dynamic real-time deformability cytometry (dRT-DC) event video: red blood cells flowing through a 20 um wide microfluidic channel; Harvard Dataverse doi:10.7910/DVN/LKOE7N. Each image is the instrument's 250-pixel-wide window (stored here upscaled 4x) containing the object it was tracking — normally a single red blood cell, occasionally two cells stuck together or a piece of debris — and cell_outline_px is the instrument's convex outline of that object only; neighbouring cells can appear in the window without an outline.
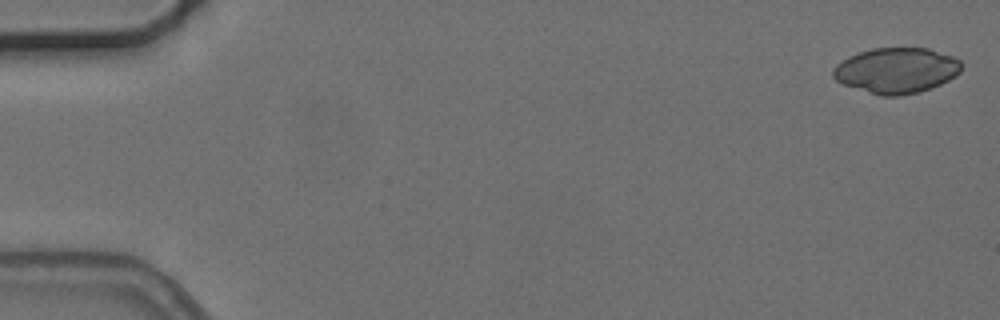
{"species": "common noctule bat (a hibernating species)", "species_latin": "Nyctalus noctula", "temperature_condition": "cold", "stored_images_in_passage": 5, "camera_frame_rate_fps": 3000, "um_per_image_px": 0.085, "animal": {"sex": "female", "body_mass_g": 24.6, "forearm_length_mm": 56.2}, "frame": {"image": 1, "passage_image": 1, "time_ms": 0.0, "image_size_px": [1000, 320], "cell_outline_px": [[960, 72], [956, 76], [940, 84], [920, 92], [900, 96], [880, 96], [844, 84], [836, 80], [832, 76], [832, 68], [836, 64], [848, 56], [872, 48], [928, 48], [952, 56], [960, 60]], "centroid_in_image_um": [76.17, 5.99], "position_along_channel_um": 8.8, "area_um2": 34.04}}